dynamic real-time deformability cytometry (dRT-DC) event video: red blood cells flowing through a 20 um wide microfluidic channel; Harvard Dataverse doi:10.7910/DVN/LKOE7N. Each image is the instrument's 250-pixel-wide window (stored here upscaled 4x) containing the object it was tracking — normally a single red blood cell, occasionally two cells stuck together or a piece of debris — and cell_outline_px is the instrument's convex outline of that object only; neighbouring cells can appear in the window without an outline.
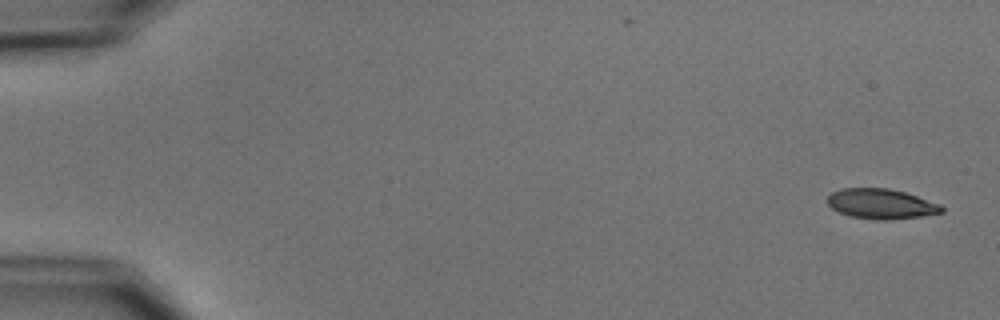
{"species": "common noctule bat (a hibernating species)", "species_latin": "Nyctalus noctula", "temperature_condition": "cold", "stored_images_in_passage": 9, "camera_frame_rate_fps": 3000, "um_per_image_px": 0.085, "animal": {"sex": "male", "body_mass_g": 15.6}, "frame": {"image": 1, "passage_image": 1, "time_ms": 0.0, "image_size_px": [1000, 320], "cell_outline_px": [[944, 212], [920, 216], [888, 220], [880, 220], [848, 216], [832, 208], [824, 200], [832, 192], [840, 188], [888, 188], [904, 192], [940, 204], [944, 208]], "centroid_in_image_um": [74.85, 17.32], "position_along_channel_um": 10.1, "area_um2": 20.0}}
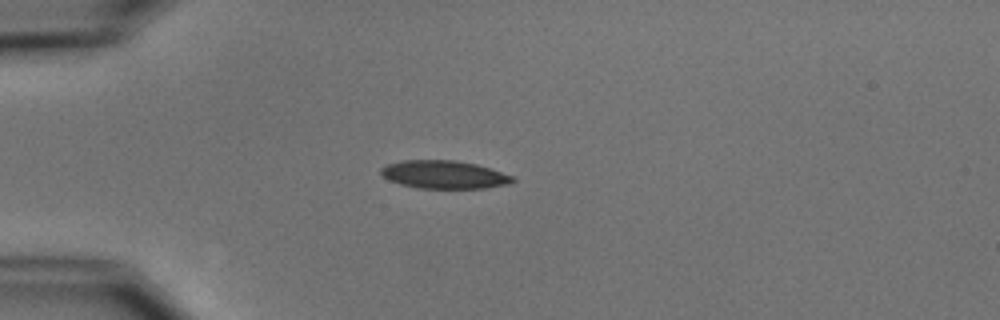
{"frame": {"image": 2, "passage_image": 4, "time_ms": 4.333, "image_size_px": [1000, 320], "cell_outline_px": [[516, 180], [508, 184], [484, 188], [416, 188], [400, 184], [388, 180], [380, 172], [380, 168], [388, 164], [404, 160], [456, 160], [476, 164], [516, 176]], "centroid_in_image_um": [37.77, 14.84], "position_along_channel_um": 47.2, "area_um2": 21.62}}
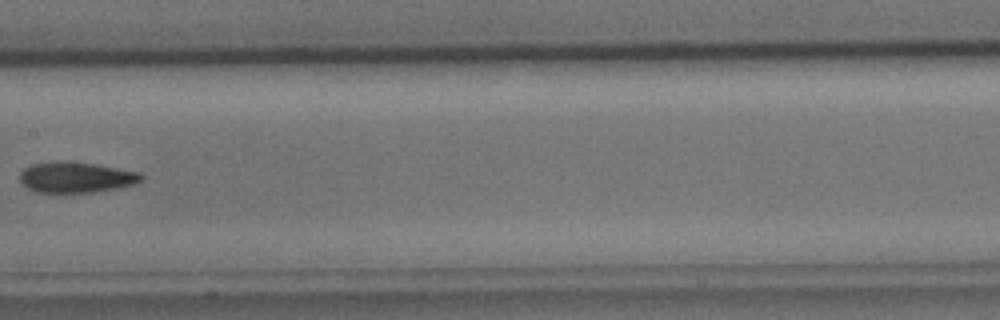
{"frame": {"image": 3, "passage_image": 8, "time_ms": 9.0, "image_size_px": [1000, 320], "cell_outline_px": [[144, 176], [136, 184], [116, 188], [92, 192], [36, 192], [28, 188], [20, 180], [20, 172], [24, 168], [32, 164], [60, 160], [96, 164], [140, 172]], "centroid_in_image_um": [6.46, 15.06], "position_along_channel_um": 200.9, "area_um2": 21.68}}